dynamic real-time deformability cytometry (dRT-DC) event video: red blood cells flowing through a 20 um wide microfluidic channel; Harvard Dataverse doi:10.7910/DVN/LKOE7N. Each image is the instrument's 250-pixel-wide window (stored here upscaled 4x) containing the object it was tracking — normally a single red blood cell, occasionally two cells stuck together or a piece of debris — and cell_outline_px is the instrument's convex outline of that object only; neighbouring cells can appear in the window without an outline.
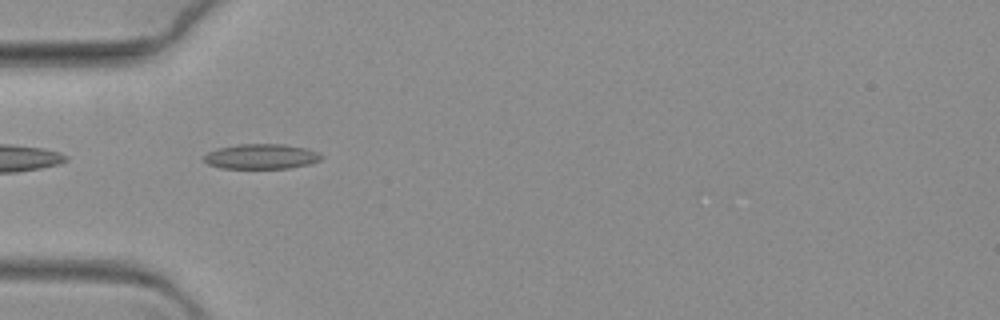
{"species": "common noctule bat (a hibernating species)", "species_latin": "Nyctalus noctula", "temperature_condition": "warm", "stored_images_in_passage": 42, "camera_frame_rate_fps": 3000, "um_per_image_px": 0.085, "animal": {"sex": "female", "body_mass_g": 19.3, "forearm_length_mm": 54.1}, "frame": {"image": 1, "passage_image": 2, "time_ms": 0.333, "image_size_px": [1000, 320], "cell_outline_px": [[324, 156], [320, 160], [308, 164], [288, 168], [220, 168], [208, 164], [204, 160], [204, 156], [208, 152], [220, 148], [236, 144], [284, 144], [308, 148], [320, 152]], "centroid_in_image_um": [22.25, 13.29], "position_along_channel_um": 62.8, "area_um2": 17.17}}
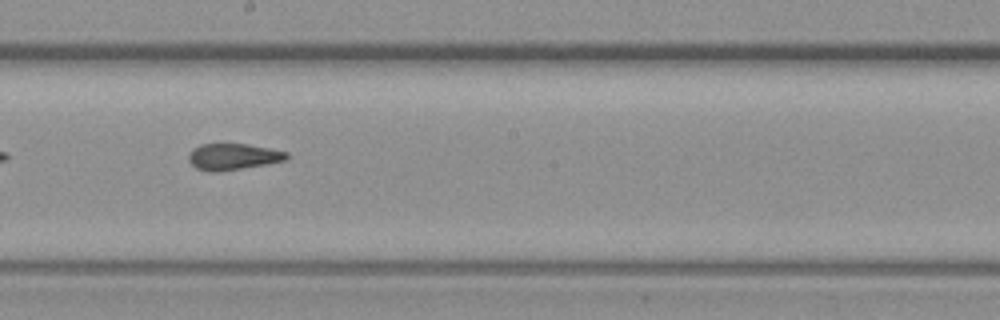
{"frame": {"image": 2, "passage_image": 18, "time_ms": 5.667, "image_size_px": [1000, 320], "cell_outline_px": [[288, 156], [284, 160], [268, 164], [216, 172], [208, 172], [196, 168], [188, 160], [188, 156], [192, 148], [200, 144], [244, 144], [268, 148], [288, 152]], "centroid_in_image_um": [19.76, 13.32], "position_along_channel_um": 228.4, "area_um2": 14.97}}
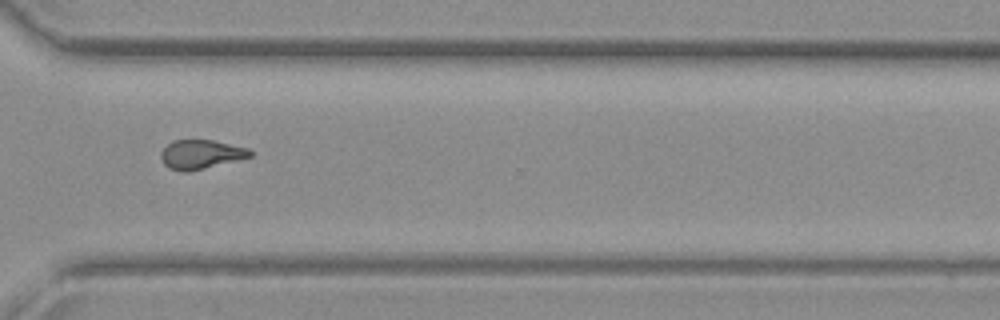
{"frame": {"image": 3, "passage_image": 30, "time_ms": 9.667, "image_size_px": [1000, 320], "cell_outline_px": [[252, 156], [188, 172], [184, 172], [168, 168], [164, 164], [160, 156], [160, 152], [172, 140], [212, 140], [248, 148], [252, 152]], "centroid_in_image_um": [17.04, 13.12], "position_along_channel_um": 353.6, "area_um2": 14.97}}